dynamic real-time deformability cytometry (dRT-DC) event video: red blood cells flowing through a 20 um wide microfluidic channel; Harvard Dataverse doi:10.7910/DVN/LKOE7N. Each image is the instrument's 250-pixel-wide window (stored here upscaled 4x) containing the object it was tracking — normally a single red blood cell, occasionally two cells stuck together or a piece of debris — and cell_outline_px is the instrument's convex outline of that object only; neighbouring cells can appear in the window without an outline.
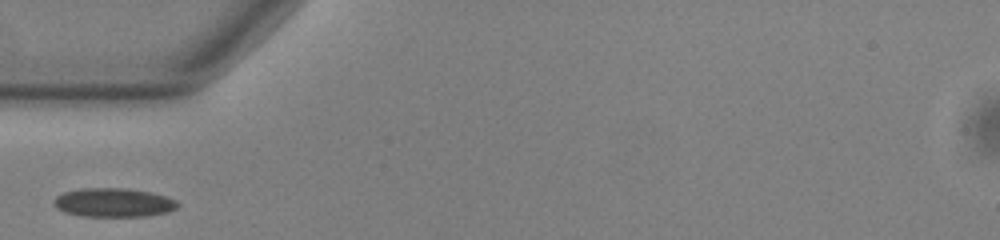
{"species": "common noctule bat (a hibernating species)", "species_latin": "Nyctalus noctula", "temperature_condition": "warm", "stored_images_in_passage": 28, "camera_frame_rate_fps": 3000, "um_per_image_px": 0.085, "animal": {"sex": "male", "body_mass_g": 13.0, "forearm_length_mm": 53.1}, "frame": {"image": 1, "passage_image": 1, "time_ms": 0.0, "image_size_px": [1000, 240], "cell_outline_px": [[180, 204], [176, 208], [168, 212], [148, 216], [80, 216], [64, 212], [56, 208], [52, 204], [52, 200], [56, 196], [64, 192], [80, 188], [128, 188], [152, 192], [176, 200]], "centroid_in_image_um": [9.63, 17.21], "position_along_channel_um": 75.4, "area_um2": 21.1}}
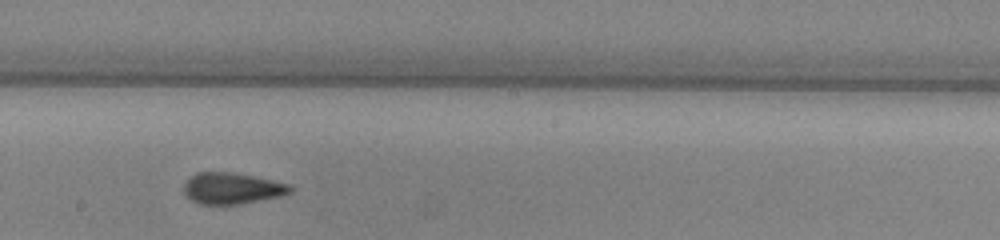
{"frame": {"image": 2, "passage_image": 13, "time_ms": 4.0, "image_size_px": [1000, 240], "cell_outline_px": [[292, 192], [280, 196], [240, 204], [200, 204], [184, 196], [184, 184], [196, 172], [228, 172], [252, 176], [292, 184]], "centroid_in_image_um": [19.72, 16.01], "position_along_channel_um": 228.5, "area_um2": 19.31}}
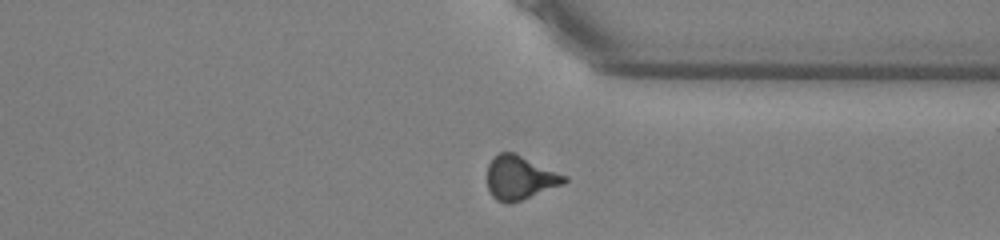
{"frame": {"image": 3, "passage_image": 24, "time_ms": 7.667, "image_size_px": [1000, 240], "cell_outline_px": [[568, 180], [564, 184], [520, 200], [508, 204], [496, 200], [492, 196], [488, 188], [488, 164], [500, 152], [516, 152], [568, 176]], "centroid_in_image_um": [44.22, 15.09], "position_along_channel_um": 367.2, "area_um2": 19.71}}